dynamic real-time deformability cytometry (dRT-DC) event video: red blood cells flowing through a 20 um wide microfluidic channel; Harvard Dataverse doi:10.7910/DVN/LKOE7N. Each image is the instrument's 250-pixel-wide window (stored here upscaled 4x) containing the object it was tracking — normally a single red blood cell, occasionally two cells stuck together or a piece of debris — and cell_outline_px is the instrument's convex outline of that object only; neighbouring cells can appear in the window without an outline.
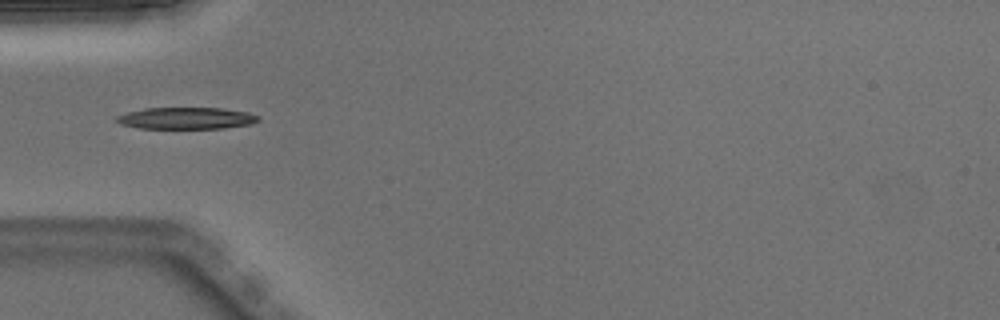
{"species": "Egyptian fruit bat (a non-hibernating species)", "species_latin": "Rousettus aegyptiacus", "temperature_condition": "warm", "stored_images_in_passage": 5, "camera_frame_rate_fps": 3000, "um_per_image_px": 0.085, "animal": {"sex": "male"}, "frame": {"image": 1, "passage_image": 5, "time_ms": 1.333, "image_size_px": [1000, 320], "cell_outline_px": [[260, 120], [252, 124], [224, 128], [140, 128], [120, 124], [116, 120], [116, 116], [128, 112], [144, 108], [220, 108], [248, 112], [260, 116]], "centroid_in_image_um": [15.87, 10.04], "position_along_channel_um": 69.1, "area_um2": 17.92}}